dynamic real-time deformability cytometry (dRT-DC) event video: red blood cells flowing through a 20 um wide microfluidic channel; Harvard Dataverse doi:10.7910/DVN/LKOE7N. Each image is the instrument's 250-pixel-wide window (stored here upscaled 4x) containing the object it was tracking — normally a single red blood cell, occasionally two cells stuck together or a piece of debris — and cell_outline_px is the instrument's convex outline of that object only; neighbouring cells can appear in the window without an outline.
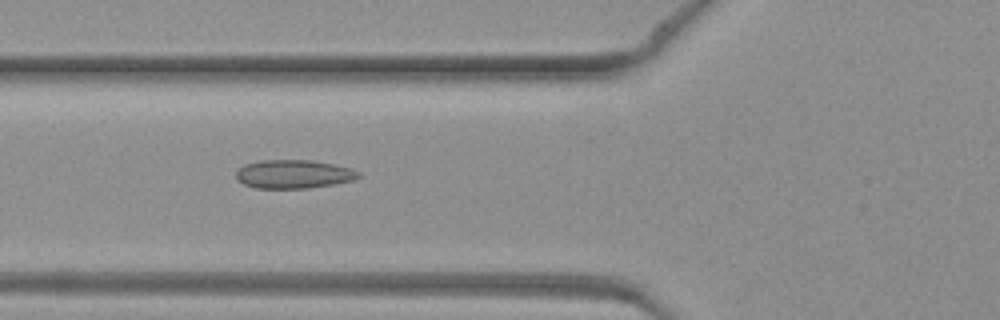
{"species": "common noctule bat (a hibernating species)", "species_latin": "Nyctalus noctula", "temperature_condition": "warm", "stored_images_in_passage": 43, "camera_frame_rate_fps": 3000, "um_per_image_px": 0.085, "animal": {"sex": "female", "body_mass_g": 19.3, "forearm_length_mm": 54.1}, "frame": {"image": 1, "passage_image": 15, "time_ms": 4.667, "image_size_px": [1000, 320], "cell_outline_px": [[360, 176], [352, 180], [336, 184], [308, 188], [256, 188], [244, 184], [236, 180], [236, 172], [244, 164], [260, 160], [312, 160], [332, 164], [348, 168], [360, 172]], "centroid_in_image_um": [24.92, 14.8], "position_along_channel_um": 100.9, "area_um2": 20.35}}
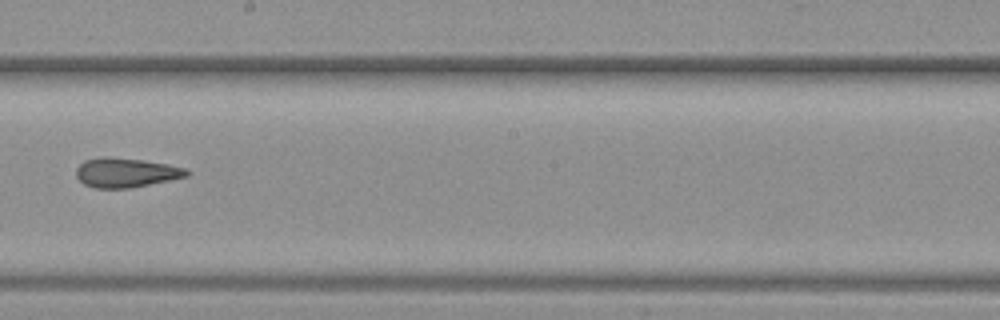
{"frame": {"image": 2, "passage_image": 24, "time_ms": 7.667, "image_size_px": [1000, 320], "cell_outline_px": [[192, 172], [188, 176], [132, 188], [96, 188], [84, 184], [76, 176], [76, 168], [84, 160], [100, 156], [108, 156], [144, 160], [168, 164], [184, 168]], "centroid_in_image_um": [10.7, 14.66], "position_along_channel_um": 237.5, "area_um2": 19.13}}
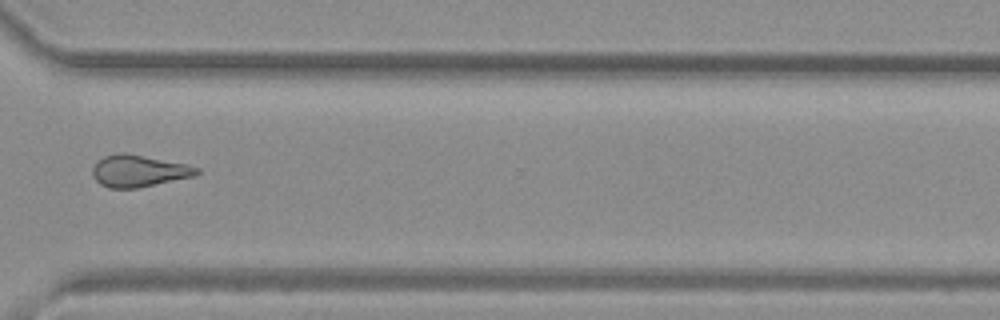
{"frame": {"image": 3, "passage_image": 32, "time_ms": 10.333, "image_size_px": [1000, 320], "cell_outline_px": [[200, 172], [196, 176], [136, 188], [108, 188], [100, 184], [92, 176], [92, 168], [104, 156], [116, 152], [124, 152], [188, 164], [200, 168]], "centroid_in_image_um": [11.81, 14.52], "position_along_channel_um": 358.8, "area_um2": 19.48}}